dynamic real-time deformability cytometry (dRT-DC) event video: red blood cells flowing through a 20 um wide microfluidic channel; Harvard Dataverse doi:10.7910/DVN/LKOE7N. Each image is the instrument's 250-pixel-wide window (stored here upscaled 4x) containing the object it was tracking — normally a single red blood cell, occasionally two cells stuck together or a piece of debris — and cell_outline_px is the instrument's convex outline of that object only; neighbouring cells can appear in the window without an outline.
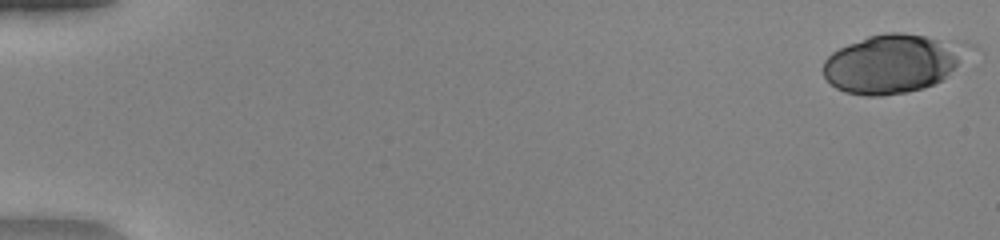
{"species": "human", "species_latin": "Homo sapiens", "temperature_condition": "warm", "stored_images_in_passage": 8, "camera_frame_rate_fps": 3000, "um_per_image_px": 0.085, "donor": {"sex": "female"}, "frame": {"image": 1, "passage_image": 1, "time_ms": 0.0, "image_size_px": [1000, 240], "cell_outline_px": [[984, 52], [944, 80], [924, 88], [908, 92], [880, 96], [864, 96], [844, 92], [836, 88], [824, 76], [824, 60], [832, 52], [848, 44], [868, 36], [884, 32], [900, 32], [960, 40], [976, 44]], "centroid_in_image_um": [76.19, 5.36], "position_along_channel_um": 8.8, "area_um2": 52.19}}